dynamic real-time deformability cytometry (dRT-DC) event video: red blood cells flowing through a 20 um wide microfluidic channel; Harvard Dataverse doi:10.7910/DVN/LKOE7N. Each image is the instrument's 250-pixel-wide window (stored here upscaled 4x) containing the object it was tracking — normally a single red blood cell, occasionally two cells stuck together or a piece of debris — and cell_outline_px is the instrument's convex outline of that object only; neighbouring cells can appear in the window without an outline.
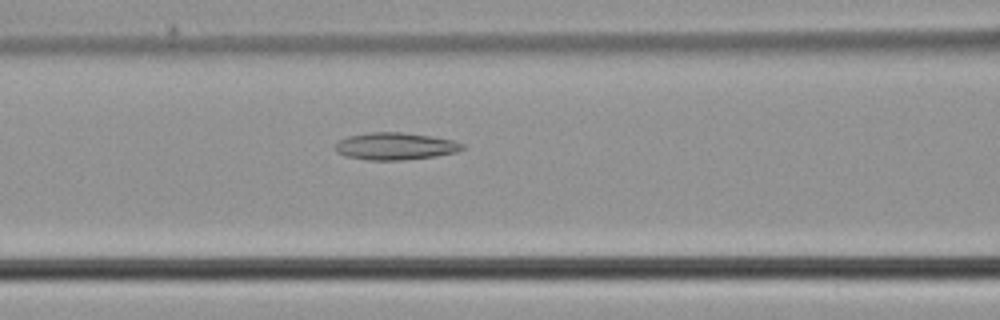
{"species": "common noctule bat (a hibernating species)", "species_latin": "Nyctalus noctula", "temperature_condition": "cold", "stored_images_in_passage": 47, "camera_frame_rate_fps": 3000, "um_per_image_px": 0.085, "animal": {"sex": "male", "body_mass_g": 21.5, "forearm_length_mm": 52.0}, "frame": {"image": 1, "passage_image": 18, "time_ms": 5.667, "image_size_px": [1000, 320], "cell_outline_px": [[464, 148], [456, 152], [436, 156], [404, 160], [368, 160], [348, 156], [336, 152], [336, 144], [340, 140], [348, 136], [372, 132], [400, 132], [432, 136], [452, 140], [464, 144]], "centroid_in_image_um": [33.62, 12.43], "position_along_channel_um": 133.0, "area_um2": 20.0}}
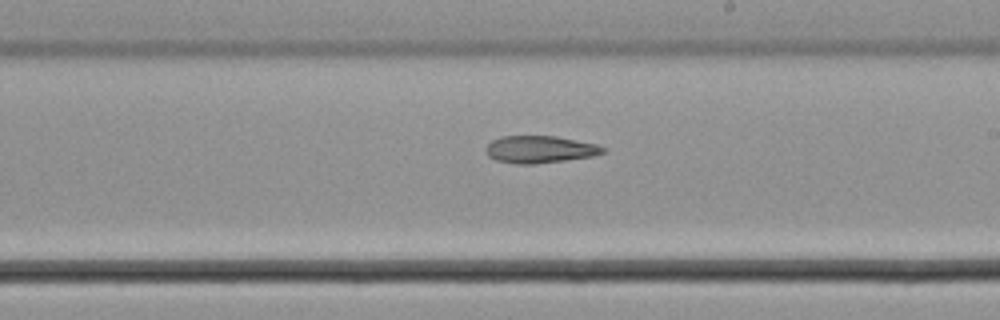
{"frame": {"image": 2, "passage_image": 26, "time_ms": 8.333, "image_size_px": [1000, 320], "cell_outline_px": [[608, 148], [604, 152], [592, 156], [564, 160], [532, 164], [516, 164], [496, 160], [488, 156], [484, 148], [492, 140], [500, 136], [556, 136], [596, 144]], "centroid_in_image_um": [45.86, 12.69], "position_along_channel_um": 243.1, "area_um2": 18.55}}
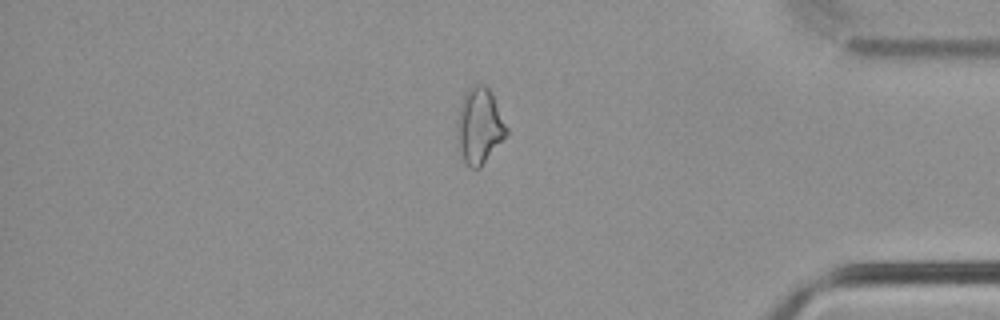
{"frame": {"image": 3, "passage_image": 39, "time_ms": 12.667, "image_size_px": [1000, 320], "cell_outline_px": [[508, 136], [480, 168], [472, 168], [464, 160], [460, 152], [456, 140], [456, 124], [464, 92], [472, 84], [484, 84], [488, 88], [508, 128]], "centroid_in_image_um": [40.75, 10.72], "position_along_channel_um": 394.5, "area_um2": 21.96}}